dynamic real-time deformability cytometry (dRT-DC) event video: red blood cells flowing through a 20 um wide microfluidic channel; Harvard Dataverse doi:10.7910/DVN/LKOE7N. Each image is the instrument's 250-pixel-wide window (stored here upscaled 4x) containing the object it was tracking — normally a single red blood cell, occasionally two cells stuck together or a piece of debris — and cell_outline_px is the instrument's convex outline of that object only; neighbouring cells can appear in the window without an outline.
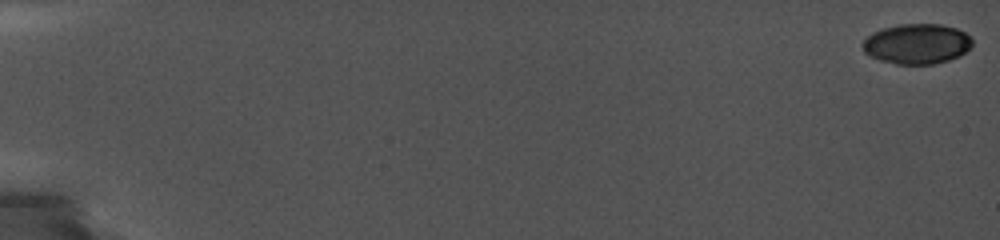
{"species": "common noctule bat (a hibernating species)", "species_latin": "Nyctalus noctula", "temperature_condition": "cold", "stored_images_in_passage": 10, "camera_frame_rate_fps": 5000, "um_per_image_px": 0.085, "animal": {"sex": "female", "body_mass_g": 19.0, "forearm_length_mm": 56.7}, "frame": {"image": 1, "passage_image": 1, "time_ms": 0.0, "image_size_px": [1000, 240], "cell_outline_px": [[972, 44], [960, 56], [936, 64], [896, 64], [880, 60], [868, 56], [864, 52], [860, 44], [872, 32], [884, 28], [900, 24], [940, 24], [956, 28], [964, 32], [972, 40]], "centroid_in_image_um": [77.89, 3.73], "position_along_channel_um": 7.1, "area_um2": 25.72}}
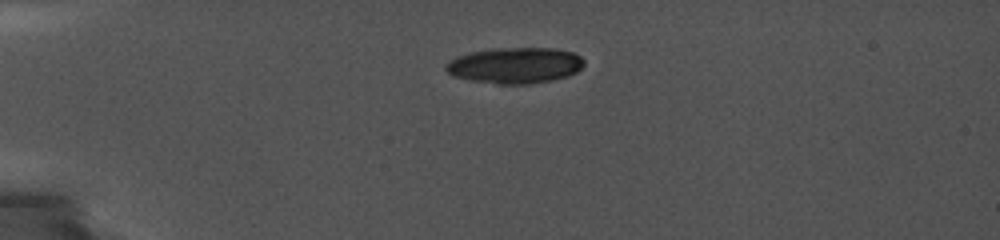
{"frame": {"image": 2, "passage_image": 9, "time_ms": 5.0, "image_size_px": [1000, 240], "cell_outline_px": [[584, 64], [576, 72], [568, 76], [528, 84], [496, 84], [468, 80], [452, 76], [444, 68], [456, 56], [472, 52], [496, 48], [552, 48], [572, 52], [580, 56], [584, 60]], "centroid_in_image_um": [43.77, 5.56], "position_along_channel_um": 41.2, "area_um2": 28.78}}